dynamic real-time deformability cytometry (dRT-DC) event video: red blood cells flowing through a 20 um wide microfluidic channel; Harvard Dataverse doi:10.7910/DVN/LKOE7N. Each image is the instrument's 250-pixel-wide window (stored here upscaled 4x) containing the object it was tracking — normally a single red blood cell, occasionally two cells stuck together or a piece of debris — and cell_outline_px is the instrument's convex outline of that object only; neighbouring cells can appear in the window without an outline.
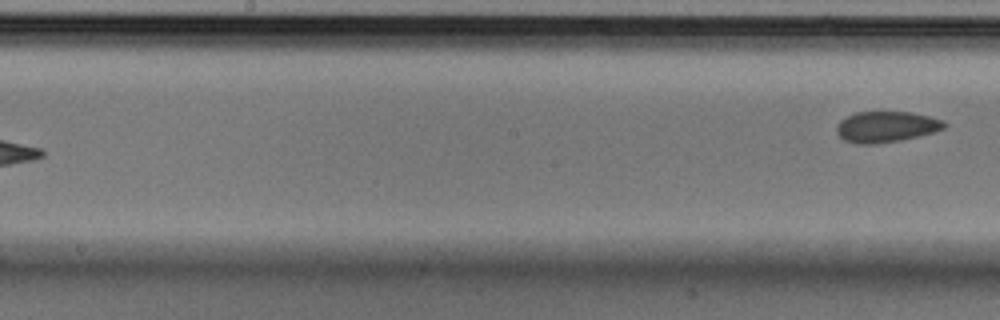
{"species": "Egyptian fruit bat (a non-hibernating species)", "species_latin": "Rousettus aegyptiacus", "temperature_condition": "cold", "stored_images_in_passage": 9, "segment_of_instrument_passage": [2, 2], "camera_frame_rate_fps": 3000, "um_per_image_px": 0.085, "animal": {"sex": "male"}, "frame": {"image": 1, "passage_image": 9, "time_ms": 2.667, "image_size_px": [1000, 320], "cell_outline_px": [[948, 124], [944, 128], [932, 132], [900, 140], [876, 144], [856, 144], [844, 140], [836, 132], [836, 124], [840, 120], [856, 112], [912, 112], [944, 120]], "centroid_in_image_um": [75.3, 10.77], "position_along_channel_um": 172.9, "area_um2": 19.36}}